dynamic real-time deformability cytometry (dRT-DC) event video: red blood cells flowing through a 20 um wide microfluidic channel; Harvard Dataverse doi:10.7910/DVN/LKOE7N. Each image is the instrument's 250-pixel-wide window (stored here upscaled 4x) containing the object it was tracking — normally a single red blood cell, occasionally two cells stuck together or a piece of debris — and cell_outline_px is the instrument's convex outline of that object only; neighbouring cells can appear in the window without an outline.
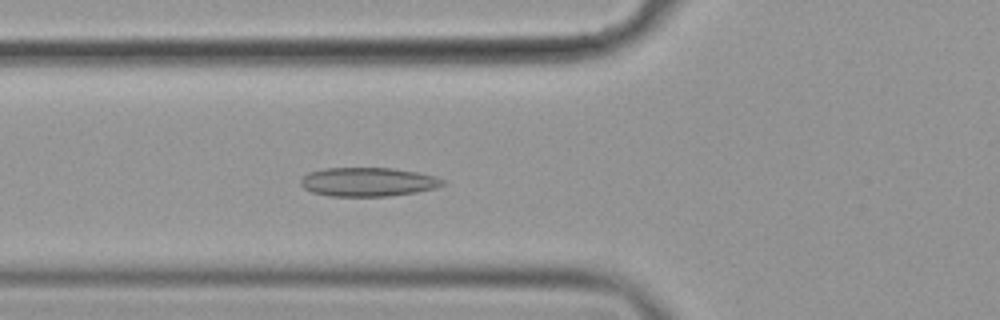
{"species": "common noctule bat (a hibernating species)", "species_latin": "Nyctalus noctula", "temperature_condition": "cold", "stored_images_in_passage": 46, "camera_frame_rate_fps": 3000, "um_per_image_px": 0.085, "animal": {"sex": "female", "body_mass_g": 19.9}, "frame": {"image": 1, "passage_image": 11, "time_ms": 3.333, "image_size_px": [1000, 320], "cell_outline_px": [[444, 184], [436, 188], [416, 192], [388, 196], [328, 196], [312, 192], [304, 188], [300, 184], [300, 180], [308, 172], [324, 168], [392, 168], [416, 172], [436, 176], [444, 180]], "centroid_in_image_um": [31.26, 15.46], "position_along_channel_um": 94.5, "area_um2": 23.93}}
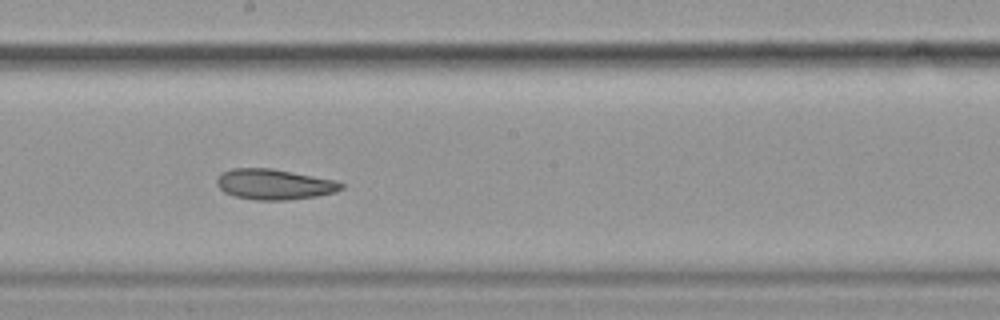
{"frame": {"image": 2, "passage_image": 22, "time_ms": 7.0, "image_size_px": [1000, 320], "cell_outline_px": [[344, 188], [336, 192], [316, 196], [288, 200], [256, 200], [236, 196], [224, 192], [216, 184], [216, 180], [220, 172], [232, 168], [272, 168], [336, 180], [344, 184]], "centroid_in_image_um": [23.31, 15.66], "position_along_channel_um": 224.9, "area_um2": 22.25}}
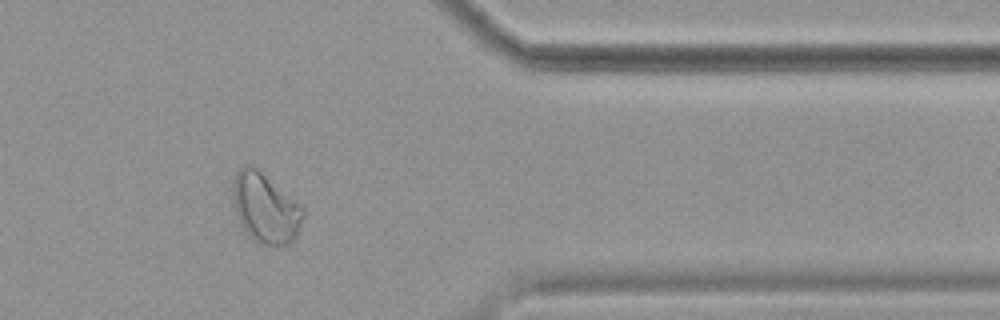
{"frame": {"image": 3, "passage_image": 37, "time_ms": 12.0, "image_size_px": [1000, 320], "cell_outline_px": [[304, 216], [296, 236], [288, 244], [264, 244], [252, 240], [244, 228], [232, 204], [232, 180], [236, 172], [244, 164], [252, 164], [300, 204], [304, 208]], "centroid_in_image_um": [22.53, 17.64], "position_along_channel_um": 388.9, "area_um2": 28.44}, "authors_computed_cell_mechanics": {"area_um2": 23.987, "velocity_mm_per_s": 3.5541, "shape_relaxation_time_tau1_ms": null, "shape_relaxation_time_tau2_ms": 7.263, "deformation_change_tau1": null, "deformation_change_tau2": 0.1201}}